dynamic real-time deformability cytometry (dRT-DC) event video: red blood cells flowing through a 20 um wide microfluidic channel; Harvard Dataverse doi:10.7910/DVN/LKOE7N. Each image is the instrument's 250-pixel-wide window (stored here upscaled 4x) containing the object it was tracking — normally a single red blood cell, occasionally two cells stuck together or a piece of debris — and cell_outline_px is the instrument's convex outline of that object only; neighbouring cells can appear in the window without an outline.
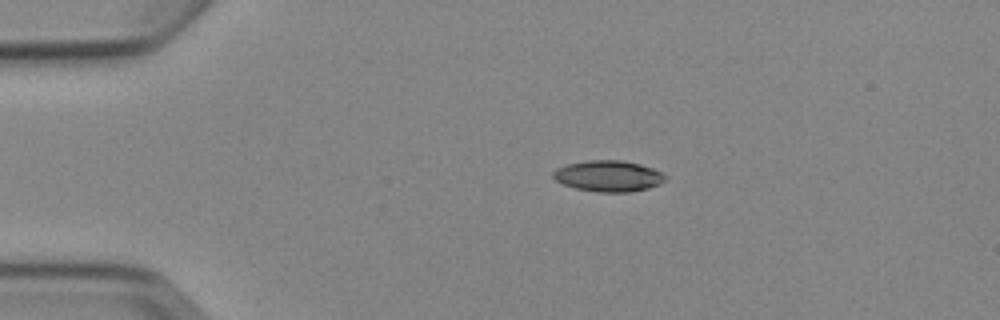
{"species": "Egyptian fruit bat (a non-hibernating species)", "species_latin": "Rousettus aegyptiacus", "temperature_condition": "cold", "stored_images_in_passage": 5, "camera_frame_rate_fps": 3000, "um_per_image_px": 0.085, "animal": {"sex": "female"}, "frame": {"image": 1, "passage_image": 2, "time_ms": 1.333, "image_size_px": [1000, 320], "cell_outline_px": [[664, 180], [660, 184], [648, 188], [632, 192], [596, 192], [576, 188], [564, 184], [556, 180], [552, 176], [552, 172], [556, 168], [568, 164], [584, 160], [620, 160], [640, 164], [652, 168], [660, 172], [664, 176]], "centroid_in_image_um": [51.68, 14.96], "position_along_channel_um": 33.3, "area_um2": 20.23}}
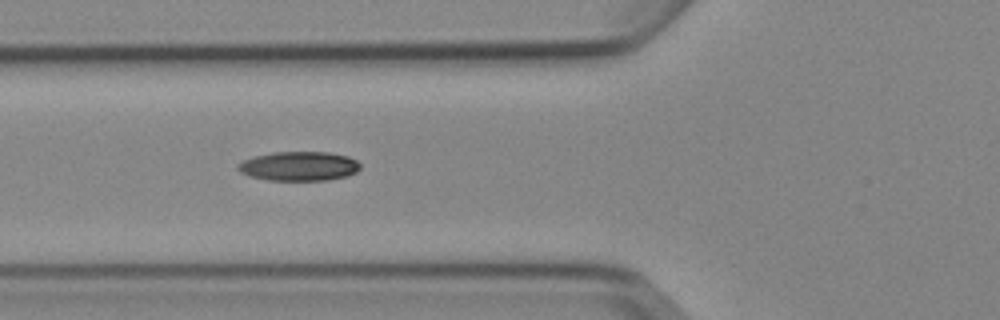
{"frame": {"image": 2, "passage_image": 4, "time_ms": 4.333, "image_size_px": [1000, 320], "cell_outline_px": [[360, 168], [356, 172], [348, 176], [328, 180], [268, 180], [248, 176], [240, 172], [236, 168], [236, 164], [244, 160], [256, 156], [272, 152], [328, 152], [348, 156], [356, 160], [360, 164]], "centroid_in_image_um": [25.41, 14.13], "position_along_channel_um": 100.4, "area_um2": 20.98}}
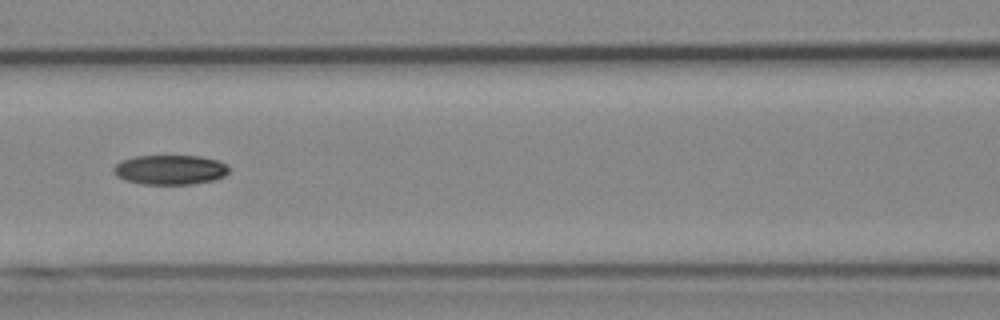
{"frame": {"image": 3, "passage_image": 5, "time_ms": 5.667, "image_size_px": [1000, 320], "cell_outline_px": [[228, 172], [224, 176], [212, 180], [192, 184], [140, 184], [124, 180], [116, 176], [112, 172], [112, 168], [120, 160], [136, 156], [200, 156], [216, 160], [228, 164]], "centroid_in_image_um": [14.41, 14.43], "position_along_channel_um": 152.2, "area_um2": 20.06}}